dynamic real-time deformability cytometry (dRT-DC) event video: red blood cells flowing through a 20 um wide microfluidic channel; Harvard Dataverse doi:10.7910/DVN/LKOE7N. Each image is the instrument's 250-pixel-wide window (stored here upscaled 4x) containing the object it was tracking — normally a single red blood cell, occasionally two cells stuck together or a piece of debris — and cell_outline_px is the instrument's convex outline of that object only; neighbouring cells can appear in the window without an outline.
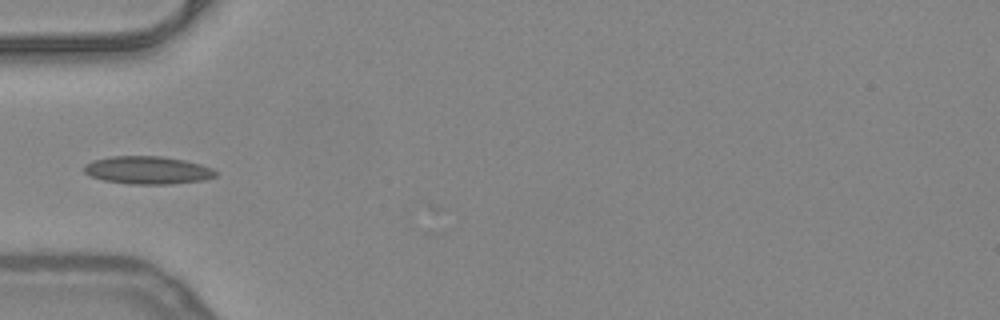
{"species": "common noctule bat (a hibernating species)", "species_latin": "Nyctalus noctula", "temperature_condition": "warm", "stored_images_in_passage": 4, "camera_frame_rate_fps": 3000, "um_per_image_px": 0.085, "animal": {"sex": "female", "body_mass_g": 24.6, "forearm_length_mm": 56.2}, "frame": {"image": 1, "passage_image": 1, "time_ms": 0.0, "image_size_px": [1000, 320], "cell_outline_px": [[216, 176], [204, 180], [172, 184], [128, 184], [104, 180], [92, 176], [84, 172], [84, 164], [92, 160], [112, 156], [160, 156], [184, 160], [200, 164], [212, 168], [216, 172]], "centroid_in_image_um": [12.54, 14.46], "position_along_channel_um": 72.5, "area_um2": 21.33}}